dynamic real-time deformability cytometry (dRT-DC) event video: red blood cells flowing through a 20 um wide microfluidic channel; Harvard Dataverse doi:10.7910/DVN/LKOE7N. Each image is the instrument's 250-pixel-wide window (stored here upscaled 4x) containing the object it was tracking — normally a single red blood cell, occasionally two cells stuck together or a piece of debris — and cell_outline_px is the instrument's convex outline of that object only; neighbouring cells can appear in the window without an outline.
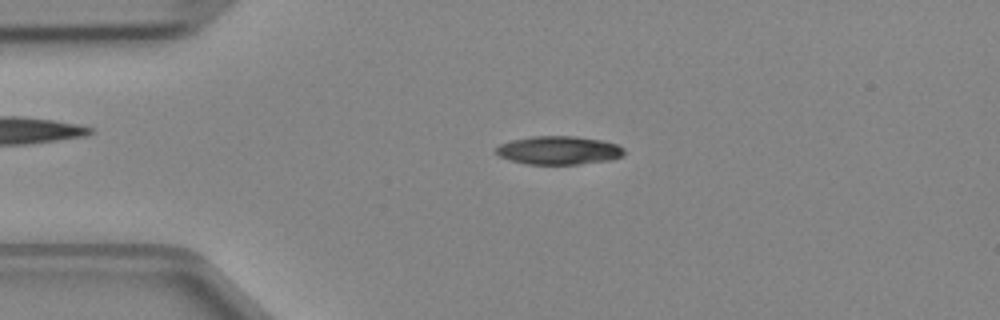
{"species": "Egyptian fruit bat (a non-hibernating species)", "species_latin": "Rousettus aegyptiacus", "temperature_condition": "cold", "stored_images_in_passage": 47, "camera_frame_rate_fps": 3000, "um_per_image_px": 0.085, "animal": {"sex": "female"}, "frame": {"image": 1, "passage_image": 10, "time_ms": 3.0, "image_size_px": [1000, 320], "cell_outline_px": [[624, 156], [608, 160], [576, 164], [528, 164], [512, 160], [500, 156], [496, 152], [496, 148], [500, 144], [512, 140], [532, 136], [572, 136], [604, 140], [616, 144], [624, 148]], "centroid_in_image_um": [47.52, 12.77], "position_along_channel_um": 37.5, "area_um2": 21.04}}
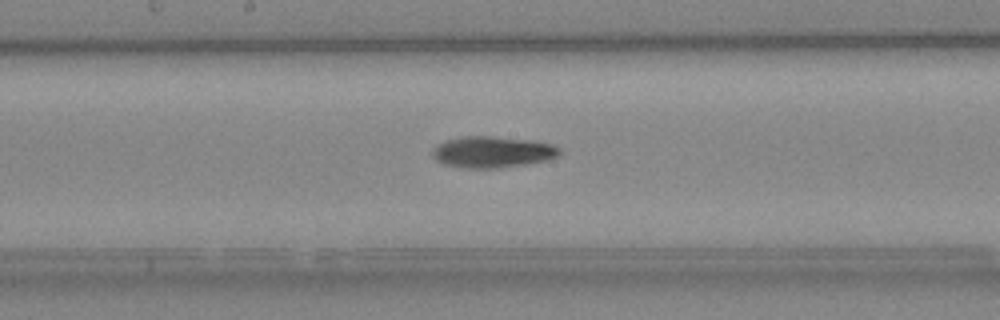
{"frame": {"image": 2, "passage_image": 24, "time_ms": 7.667, "image_size_px": [1000, 320], "cell_outline_px": [[560, 152], [556, 156], [548, 160], [528, 164], [496, 168], [464, 168], [444, 164], [436, 160], [432, 156], [432, 148], [448, 140], [464, 136], [488, 136], [528, 140], [552, 144], [560, 148]], "centroid_in_image_um": [41.85, 12.93], "position_along_channel_um": 206.4, "area_um2": 23.0}}
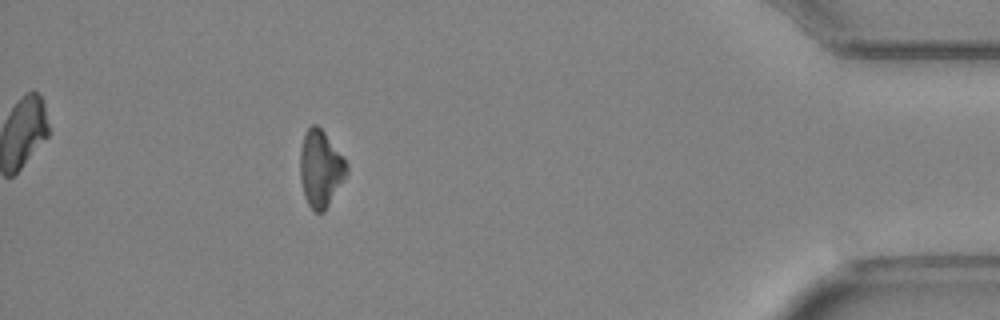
{"frame": {"image": 3, "passage_image": 42, "time_ms": 13.667, "image_size_px": [1000, 320], "cell_outline_px": [[348, 172], [324, 212], [316, 212], [308, 204], [304, 196], [300, 180], [300, 148], [304, 132], [312, 124], [316, 124], [324, 132], [348, 164]], "centroid_in_image_um": [27.22, 14.32], "position_along_channel_um": 408.0, "area_um2": 20.69}}